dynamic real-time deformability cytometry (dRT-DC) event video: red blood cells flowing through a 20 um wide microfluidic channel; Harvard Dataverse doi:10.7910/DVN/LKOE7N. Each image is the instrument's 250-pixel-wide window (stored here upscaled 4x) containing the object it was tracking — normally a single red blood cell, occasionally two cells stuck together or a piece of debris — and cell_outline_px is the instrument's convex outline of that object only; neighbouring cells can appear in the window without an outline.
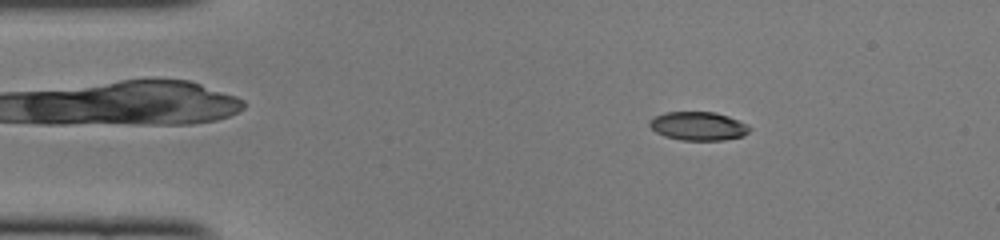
{"species": "common noctule bat (a hibernating species)", "species_latin": "Nyctalus noctula", "temperature_condition": "cold", "stored_images_in_passage": 40, "camera_frame_rate_fps": 3000, "um_per_image_px": 0.085, "animal": {"sex": "female", "body_mass_g": 22.0, "forearm_length_mm": 56.7}, "frame": {"image": 1, "passage_image": 2, "time_ms": 0.333, "image_size_px": [1000, 240], "cell_outline_px": [[752, 128], [744, 136], [724, 140], [680, 140], [664, 136], [656, 132], [648, 124], [648, 120], [664, 112], [716, 112], [728, 116], [748, 124]], "centroid_in_image_um": [59.36, 10.72], "position_along_channel_um": 25.6, "area_um2": 16.82}}
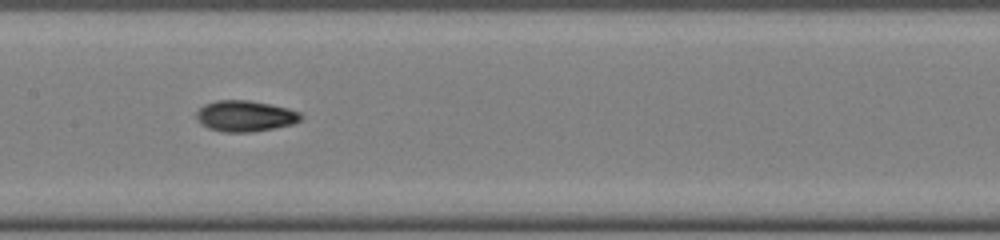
{"frame": {"image": 2, "passage_image": 18, "time_ms": 5.667, "image_size_px": [1000, 240], "cell_outline_px": [[300, 120], [292, 124], [252, 132], [224, 132], [208, 128], [200, 124], [196, 116], [196, 112], [204, 104], [216, 100], [248, 100], [288, 108], [300, 112]], "centroid_in_image_um": [20.79, 9.86], "position_along_channel_um": 186.6, "area_um2": 18.73}}
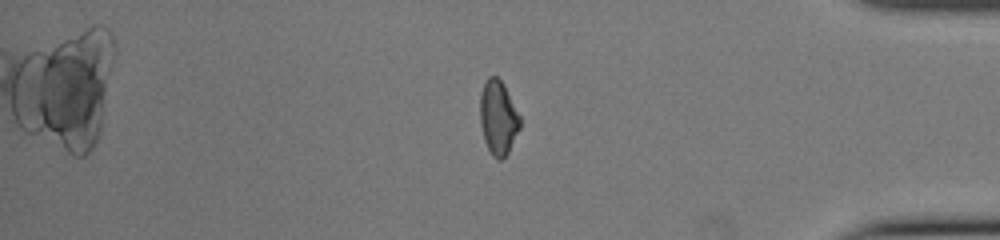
{"frame": {"image": 3, "passage_image": 35, "time_ms": 11.333, "image_size_px": [1000, 240], "cell_outline_px": [[520, 128], [504, 160], [496, 160], [492, 156], [484, 140], [480, 124], [480, 92], [488, 76], [496, 76], [504, 84], [520, 116]], "centroid_in_image_um": [42.34, 10.02], "position_along_channel_um": 392.9, "area_um2": 17.4}, "authors_computed_cell_mechanics": {"area_um2": 17.4845, "velocity_mm_per_s": 4.1228, "shape_relaxation_time_tau1_ms": 2.8926, "shape_relaxation_time_tau2_ms": 3.0733, "deformation_change_tau1": 0.1508, "deformation_change_tau2": 0.0855}}